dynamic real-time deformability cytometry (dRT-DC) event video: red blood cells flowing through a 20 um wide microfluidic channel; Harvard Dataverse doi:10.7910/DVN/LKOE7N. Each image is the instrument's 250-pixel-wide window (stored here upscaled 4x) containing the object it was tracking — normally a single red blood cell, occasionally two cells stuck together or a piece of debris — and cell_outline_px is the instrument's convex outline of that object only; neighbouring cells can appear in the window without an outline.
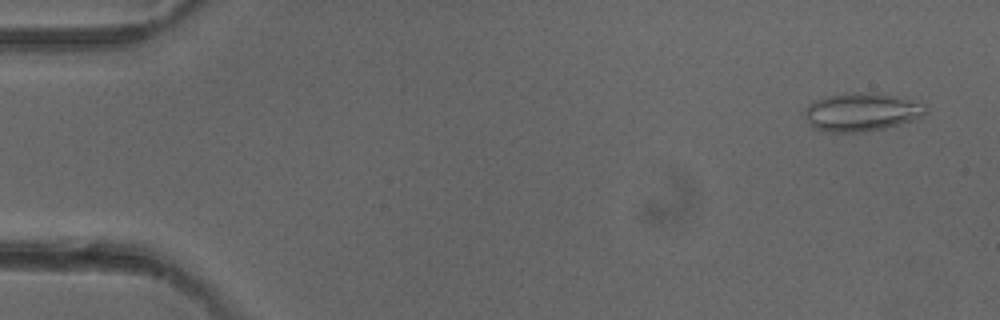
{"species": "common noctule bat (a hibernating species)", "species_latin": "Nyctalus noctula", "temperature_condition": "cold", "stored_images_in_passage": 5, "camera_frame_rate_fps": 3000, "um_per_image_px": 0.085, "animal": {"sex": "female"}, "frame": {"image": 1, "passage_image": 1, "time_ms": 0.0, "image_size_px": [1000, 320], "cell_outline_px": [[928, 112], [912, 120], [884, 128], [864, 132], [832, 132], [812, 128], [808, 124], [804, 116], [804, 108], [808, 104], [824, 96], [844, 92], [876, 92], [896, 96], [924, 104], [928, 108]], "centroid_in_image_um": [73.18, 9.51], "position_along_channel_um": 11.8, "area_um2": 27.34}}